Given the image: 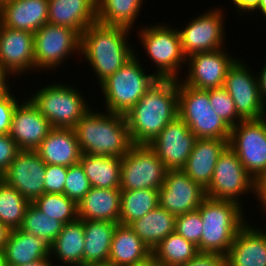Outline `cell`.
Returning a JSON list of instances; mask_svg holds the SVG:
<instances>
[{
	"mask_svg": "<svg viewBox=\"0 0 266 266\" xmlns=\"http://www.w3.org/2000/svg\"><path fill=\"white\" fill-rule=\"evenodd\" d=\"M48 0H9L0 4L1 24L35 33L48 23Z\"/></svg>",
	"mask_w": 266,
	"mask_h": 266,
	"instance_id": "21",
	"label": "cell"
},
{
	"mask_svg": "<svg viewBox=\"0 0 266 266\" xmlns=\"http://www.w3.org/2000/svg\"><path fill=\"white\" fill-rule=\"evenodd\" d=\"M67 166L46 164L44 193L64 194Z\"/></svg>",
	"mask_w": 266,
	"mask_h": 266,
	"instance_id": "43",
	"label": "cell"
},
{
	"mask_svg": "<svg viewBox=\"0 0 266 266\" xmlns=\"http://www.w3.org/2000/svg\"><path fill=\"white\" fill-rule=\"evenodd\" d=\"M140 40L147 55L155 62L157 78L179 79L181 65H185L179 29L160 25L142 27L139 31Z\"/></svg>",
	"mask_w": 266,
	"mask_h": 266,
	"instance_id": "8",
	"label": "cell"
},
{
	"mask_svg": "<svg viewBox=\"0 0 266 266\" xmlns=\"http://www.w3.org/2000/svg\"><path fill=\"white\" fill-rule=\"evenodd\" d=\"M198 253L196 245L174 231L154 248L152 256L160 266H178L187 263Z\"/></svg>",
	"mask_w": 266,
	"mask_h": 266,
	"instance_id": "34",
	"label": "cell"
},
{
	"mask_svg": "<svg viewBox=\"0 0 266 266\" xmlns=\"http://www.w3.org/2000/svg\"><path fill=\"white\" fill-rule=\"evenodd\" d=\"M7 84V81L0 75V90Z\"/></svg>",
	"mask_w": 266,
	"mask_h": 266,
	"instance_id": "54",
	"label": "cell"
},
{
	"mask_svg": "<svg viewBox=\"0 0 266 266\" xmlns=\"http://www.w3.org/2000/svg\"><path fill=\"white\" fill-rule=\"evenodd\" d=\"M29 69L36 70L34 34L27 31L10 29L1 24L0 75L8 82L9 75L26 73L30 71Z\"/></svg>",
	"mask_w": 266,
	"mask_h": 266,
	"instance_id": "18",
	"label": "cell"
},
{
	"mask_svg": "<svg viewBox=\"0 0 266 266\" xmlns=\"http://www.w3.org/2000/svg\"><path fill=\"white\" fill-rule=\"evenodd\" d=\"M0 266H6V261L3 252H0Z\"/></svg>",
	"mask_w": 266,
	"mask_h": 266,
	"instance_id": "53",
	"label": "cell"
},
{
	"mask_svg": "<svg viewBox=\"0 0 266 266\" xmlns=\"http://www.w3.org/2000/svg\"><path fill=\"white\" fill-rule=\"evenodd\" d=\"M255 11H261V14L266 18V0H261L258 8Z\"/></svg>",
	"mask_w": 266,
	"mask_h": 266,
	"instance_id": "52",
	"label": "cell"
},
{
	"mask_svg": "<svg viewBox=\"0 0 266 266\" xmlns=\"http://www.w3.org/2000/svg\"><path fill=\"white\" fill-rule=\"evenodd\" d=\"M159 206L174 216L195 211L206 198L205 189L182 170H167L158 190Z\"/></svg>",
	"mask_w": 266,
	"mask_h": 266,
	"instance_id": "17",
	"label": "cell"
},
{
	"mask_svg": "<svg viewBox=\"0 0 266 266\" xmlns=\"http://www.w3.org/2000/svg\"><path fill=\"white\" fill-rule=\"evenodd\" d=\"M85 235L83 221L64 224L62 231L50 245V256L54 255L63 264L84 266Z\"/></svg>",
	"mask_w": 266,
	"mask_h": 266,
	"instance_id": "30",
	"label": "cell"
},
{
	"mask_svg": "<svg viewBox=\"0 0 266 266\" xmlns=\"http://www.w3.org/2000/svg\"><path fill=\"white\" fill-rule=\"evenodd\" d=\"M63 225L62 222L48 217L30 203L25 211V216L19 229L33 234L51 245L62 231Z\"/></svg>",
	"mask_w": 266,
	"mask_h": 266,
	"instance_id": "37",
	"label": "cell"
},
{
	"mask_svg": "<svg viewBox=\"0 0 266 266\" xmlns=\"http://www.w3.org/2000/svg\"><path fill=\"white\" fill-rule=\"evenodd\" d=\"M11 229L0 222V252H3L5 244L10 236Z\"/></svg>",
	"mask_w": 266,
	"mask_h": 266,
	"instance_id": "49",
	"label": "cell"
},
{
	"mask_svg": "<svg viewBox=\"0 0 266 266\" xmlns=\"http://www.w3.org/2000/svg\"><path fill=\"white\" fill-rule=\"evenodd\" d=\"M229 140L196 139L193 150L182 171L192 181L207 189L211 183L214 168L220 154L228 146Z\"/></svg>",
	"mask_w": 266,
	"mask_h": 266,
	"instance_id": "22",
	"label": "cell"
},
{
	"mask_svg": "<svg viewBox=\"0 0 266 266\" xmlns=\"http://www.w3.org/2000/svg\"><path fill=\"white\" fill-rule=\"evenodd\" d=\"M255 180L246 172L235 152L227 146L220 154L206 197L240 203L239 196L254 192ZM241 194V195H240Z\"/></svg>",
	"mask_w": 266,
	"mask_h": 266,
	"instance_id": "11",
	"label": "cell"
},
{
	"mask_svg": "<svg viewBox=\"0 0 266 266\" xmlns=\"http://www.w3.org/2000/svg\"><path fill=\"white\" fill-rule=\"evenodd\" d=\"M178 116L197 139L229 140L231 128L215 113L209 89H197L178 80Z\"/></svg>",
	"mask_w": 266,
	"mask_h": 266,
	"instance_id": "5",
	"label": "cell"
},
{
	"mask_svg": "<svg viewBox=\"0 0 266 266\" xmlns=\"http://www.w3.org/2000/svg\"><path fill=\"white\" fill-rule=\"evenodd\" d=\"M89 179L86 177L80 163L68 167L64 195L77 204L91 189Z\"/></svg>",
	"mask_w": 266,
	"mask_h": 266,
	"instance_id": "41",
	"label": "cell"
},
{
	"mask_svg": "<svg viewBox=\"0 0 266 266\" xmlns=\"http://www.w3.org/2000/svg\"><path fill=\"white\" fill-rule=\"evenodd\" d=\"M45 169L35 150H20L0 179L32 203L44 194Z\"/></svg>",
	"mask_w": 266,
	"mask_h": 266,
	"instance_id": "14",
	"label": "cell"
},
{
	"mask_svg": "<svg viewBox=\"0 0 266 266\" xmlns=\"http://www.w3.org/2000/svg\"><path fill=\"white\" fill-rule=\"evenodd\" d=\"M50 259L52 258L48 257L46 259H41L36 262L25 264V265H20V266H53L54 264H52V261Z\"/></svg>",
	"mask_w": 266,
	"mask_h": 266,
	"instance_id": "50",
	"label": "cell"
},
{
	"mask_svg": "<svg viewBox=\"0 0 266 266\" xmlns=\"http://www.w3.org/2000/svg\"><path fill=\"white\" fill-rule=\"evenodd\" d=\"M174 231L196 245L198 251L201 252L203 222L198 210L176 216Z\"/></svg>",
	"mask_w": 266,
	"mask_h": 266,
	"instance_id": "40",
	"label": "cell"
},
{
	"mask_svg": "<svg viewBox=\"0 0 266 266\" xmlns=\"http://www.w3.org/2000/svg\"><path fill=\"white\" fill-rule=\"evenodd\" d=\"M30 202L0 179V222L11 230L19 229Z\"/></svg>",
	"mask_w": 266,
	"mask_h": 266,
	"instance_id": "36",
	"label": "cell"
},
{
	"mask_svg": "<svg viewBox=\"0 0 266 266\" xmlns=\"http://www.w3.org/2000/svg\"><path fill=\"white\" fill-rule=\"evenodd\" d=\"M32 204L50 218L67 224L78 219V207L74 200L64 194L44 193Z\"/></svg>",
	"mask_w": 266,
	"mask_h": 266,
	"instance_id": "38",
	"label": "cell"
},
{
	"mask_svg": "<svg viewBox=\"0 0 266 266\" xmlns=\"http://www.w3.org/2000/svg\"><path fill=\"white\" fill-rule=\"evenodd\" d=\"M19 151L20 149L9 134L0 135V177L8 169Z\"/></svg>",
	"mask_w": 266,
	"mask_h": 266,
	"instance_id": "44",
	"label": "cell"
},
{
	"mask_svg": "<svg viewBox=\"0 0 266 266\" xmlns=\"http://www.w3.org/2000/svg\"><path fill=\"white\" fill-rule=\"evenodd\" d=\"M167 168L148 144H133L121 158L120 190H159Z\"/></svg>",
	"mask_w": 266,
	"mask_h": 266,
	"instance_id": "9",
	"label": "cell"
},
{
	"mask_svg": "<svg viewBox=\"0 0 266 266\" xmlns=\"http://www.w3.org/2000/svg\"><path fill=\"white\" fill-rule=\"evenodd\" d=\"M266 117L240 121L231 128L228 146L255 180L266 171Z\"/></svg>",
	"mask_w": 266,
	"mask_h": 266,
	"instance_id": "10",
	"label": "cell"
},
{
	"mask_svg": "<svg viewBox=\"0 0 266 266\" xmlns=\"http://www.w3.org/2000/svg\"><path fill=\"white\" fill-rule=\"evenodd\" d=\"M247 223L235 236L226 266H266V233Z\"/></svg>",
	"mask_w": 266,
	"mask_h": 266,
	"instance_id": "23",
	"label": "cell"
},
{
	"mask_svg": "<svg viewBox=\"0 0 266 266\" xmlns=\"http://www.w3.org/2000/svg\"><path fill=\"white\" fill-rule=\"evenodd\" d=\"M237 59L227 71L223 88L233 99L242 121L261 119L266 108L261 101L257 74H251V69Z\"/></svg>",
	"mask_w": 266,
	"mask_h": 266,
	"instance_id": "13",
	"label": "cell"
},
{
	"mask_svg": "<svg viewBox=\"0 0 266 266\" xmlns=\"http://www.w3.org/2000/svg\"><path fill=\"white\" fill-rule=\"evenodd\" d=\"M10 89L6 84L0 90V135L9 133L13 111L19 103Z\"/></svg>",
	"mask_w": 266,
	"mask_h": 266,
	"instance_id": "42",
	"label": "cell"
},
{
	"mask_svg": "<svg viewBox=\"0 0 266 266\" xmlns=\"http://www.w3.org/2000/svg\"><path fill=\"white\" fill-rule=\"evenodd\" d=\"M129 32L127 28L96 21L80 35V53L92 66L99 84L116 73L135 54L127 43Z\"/></svg>",
	"mask_w": 266,
	"mask_h": 266,
	"instance_id": "2",
	"label": "cell"
},
{
	"mask_svg": "<svg viewBox=\"0 0 266 266\" xmlns=\"http://www.w3.org/2000/svg\"><path fill=\"white\" fill-rule=\"evenodd\" d=\"M78 219L119 223L121 190L92 187L77 204Z\"/></svg>",
	"mask_w": 266,
	"mask_h": 266,
	"instance_id": "26",
	"label": "cell"
},
{
	"mask_svg": "<svg viewBox=\"0 0 266 266\" xmlns=\"http://www.w3.org/2000/svg\"><path fill=\"white\" fill-rule=\"evenodd\" d=\"M35 151L45 164L67 167L79 163L82 155L71 128H52Z\"/></svg>",
	"mask_w": 266,
	"mask_h": 266,
	"instance_id": "25",
	"label": "cell"
},
{
	"mask_svg": "<svg viewBox=\"0 0 266 266\" xmlns=\"http://www.w3.org/2000/svg\"><path fill=\"white\" fill-rule=\"evenodd\" d=\"M223 49L197 52L188 56V75L185 80L182 78V82L205 90L223 87L227 71L236 60Z\"/></svg>",
	"mask_w": 266,
	"mask_h": 266,
	"instance_id": "19",
	"label": "cell"
},
{
	"mask_svg": "<svg viewBox=\"0 0 266 266\" xmlns=\"http://www.w3.org/2000/svg\"><path fill=\"white\" fill-rule=\"evenodd\" d=\"M241 205L230 200L208 197L202 201L197 209L203 222L201 252L219 253L224 256L228 254L235 236L246 224L244 208Z\"/></svg>",
	"mask_w": 266,
	"mask_h": 266,
	"instance_id": "4",
	"label": "cell"
},
{
	"mask_svg": "<svg viewBox=\"0 0 266 266\" xmlns=\"http://www.w3.org/2000/svg\"><path fill=\"white\" fill-rule=\"evenodd\" d=\"M6 1H9V0H0V4L3 3V2H6Z\"/></svg>",
	"mask_w": 266,
	"mask_h": 266,
	"instance_id": "56",
	"label": "cell"
},
{
	"mask_svg": "<svg viewBox=\"0 0 266 266\" xmlns=\"http://www.w3.org/2000/svg\"><path fill=\"white\" fill-rule=\"evenodd\" d=\"M134 54L116 73L104 80L100 87L105 97L106 112L126 115L157 79L147 74Z\"/></svg>",
	"mask_w": 266,
	"mask_h": 266,
	"instance_id": "6",
	"label": "cell"
},
{
	"mask_svg": "<svg viewBox=\"0 0 266 266\" xmlns=\"http://www.w3.org/2000/svg\"><path fill=\"white\" fill-rule=\"evenodd\" d=\"M234 7L236 6L238 10V12L240 13V15L244 12H254L259 4L261 0H232ZM242 10V11H241ZM242 12V13H241Z\"/></svg>",
	"mask_w": 266,
	"mask_h": 266,
	"instance_id": "47",
	"label": "cell"
},
{
	"mask_svg": "<svg viewBox=\"0 0 266 266\" xmlns=\"http://www.w3.org/2000/svg\"><path fill=\"white\" fill-rule=\"evenodd\" d=\"M221 12L220 8L211 9L188 22L184 30H179L182 50L186 57L197 52L215 51L224 47L225 29Z\"/></svg>",
	"mask_w": 266,
	"mask_h": 266,
	"instance_id": "15",
	"label": "cell"
},
{
	"mask_svg": "<svg viewBox=\"0 0 266 266\" xmlns=\"http://www.w3.org/2000/svg\"><path fill=\"white\" fill-rule=\"evenodd\" d=\"M84 226V266L108 263L111 243L118 223L82 220Z\"/></svg>",
	"mask_w": 266,
	"mask_h": 266,
	"instance_id": "28",
	"label": "cell"
},
{
	"mask_svg": "<svg viewBox=\"0 0 266 266\" xmlns=\"http://www.w3.org/2000/svg\"><path fill=\"white\" fill-rule=\"evenodd\" d=\"M3 254L6 266H20L51 257L47 242L21 229L11 230Z\"/></svg>",
	"mask_w": 266,
	"mask_h": 266,
	"instance_id": "27",
	"label": "cell"
},
{
	"mask_svg": "<svg viewBox=\"0 0 266 266\" xmlns=\"http://www.w3.org/2000/svg\"><path fill=\"white\" fill-rule=\"evenodd\" d=\"M152 256V251L128 225L118 223L111 243L108 263L130 266Z\"/></svg>",
	"mask_w": 266,
	"mask_h": 266,
	"instance_id": "29",
	"label": "cell"
},
{
	"mask_svg": "<svg viewBox=\"0 0 266 266\" xmlns=\"http://www.w3.org/2000/svg\"><path fill=\"white\" fill-rule=\"evenodd\" d=\"M79 90L60 83L44 86L28 98L53 128L73 129L91 109Z\"/></svg>",
	"mask_w": 266,
	"mask_h": 266,
	"instance_id": "7",
	"label": "cell"
},
{
	"mask_svg": "<svg viewBox=\"0 0 266 266\" xmlns=\"http://www.w3.org/2000/svg\"><path fill=\"white\" fill-rule=\"evenodd\" d=\"M264 68L260 69L259 75H257L258 78V85L260 89V97L262 104L264 107H266V65L264 64Z\"/></svg>",
	"mask_w": 266,
	"mask_h": 266,
	"instance_id": "48",
	"label": "cell"
},
{
	"mask_svg": "<svg viewBox=\"0 0 266 266\" xmlns=\"http://www.w3.org/2000/svg\"><path fill=\"white\" fill-rule=\"evenodd\" d=\"M254 193L260 201L263 211L266 212V171H264L254 182Z\"/></svg>",
	"mask_w": 266,
	"mask_h": 266,
	"instance_id": "46",
	"label": "cell"
},
{
	"mask_svg": "<svg viewBox=\"0 0 266 266\" xmlns=\"http://www.w3.org/2000/svg\"><path fill=\"white\" fill-rule=\"evenodd\" d=\"M159 205L158 190H121V211L119 223L129 225L144 217Z\"/></svg>",
	"mask_w": 266,
	"mask_h": 266,
	"instance_id": "35",
	"label": "cell"
},
{
	"mask_svg": "<svg viewBox=\"0 0 266 266\" xmlns=\"http://www.w3.org/2000/svg\"><path fill=\"white\" fill-rule=\"evenodd\" d=\"M178 266H226V256L219 253L199 252L193 259Z\"/></svg>",
	"mask_w": 266,
	"mask_h": 266,
	"instance_id": "45",
	"label": "cell"
},
{
	"mask_svg": "<svg viewBox=\"0 0 266 266\" xmlns=\"http://www.w3.org/2000/svg\"><path fill=\"white\" fill-rule=\"evenodd\" d=\"M76 51L80 55V35L73 29L46 23L34 33L35 69H54Z\"/></svg>",
	"mask_w": 266,
	"mask_h": 266,
	"instance_id": "12",
	"label": "cell"
},
{
	"mask_svg": "<svg viewBox=\"0 0 266 266\" xmlns=\"http://www.w3.org/2000/svg\"><path fill=\"white\" fill-rule=\"evenodd\" d=\"M130 266H160V265L157 263L154 257L151 256L141 263H137V264L130 265Z\"/></svg>",
	"mask_w": 266,
	"mask_h": 266,
	"instance_id": "51",
	"label": "cell"
},
{
	"mask_svg": "<svg viewBox=\"0 0 266 266\" xmlns=\"http://www.w3.org/2000/svg\"><path fill=\"white\" fill-rule=\"evenodd\" d=\"M79 163L91 187L120 189L121 158L82 153Z\"/></svg>",
	"mask_w": 266,
	"mask_h": 266,
	"instance_id": "32",
	"label": "cell"
},
{
	"mask_svg": "<svg viewBox=\"0 0 266 266\" xmlns=\"http://www.w3.org/2000/svg\"><path fill=\"white\" fill-rule=\"evenodd\" d=\"M196 136L177 116L149 144L167 170H182L193 150Z\"/></svg>",
	"mask_w": 266,
	"mask_h": 266,
	"instance_id": "16",
	"label": "cell"
},
{
	"mask_svg": "<svg viewBox=\"0 0 266 266\" xmlns=\"http://www.w3.org/2000/svg\"><path fill=\"white\" fill-rule=\"evenodd\" d=\"M143 0H97V21L129 30L138 17Z\"/></svg>",
	"mask_w": 266,
	"mask_h": 266,
	"instance_id": "33",
	"label": "cell"
},
{
	"mask_svg": "<svg viewBox=\"0 0 266 266\" xmlns=\"http://www.w3.org/2000/svg\"><path fill=\"white\" fill-rule=\"evenodd\" d=\"M178 116V80L157 78L125 115L133 144H150Z\"/></svg>",
	"mask_w": 266,
	"mask_h": 266,
	"instance_id": "1",
	"label": "cell"
},
{
	"mask_svg": "<svg viewBox=\"0 0 266 266\" xmlns=\"http://www.w3.org/2000/svg\"><path fill=\"white\" fill-rule=\"evenodd\" d=\"M24 101L13 111L8 134L20 150H35L53 127L29 99Z\"/></svg>",
	"mask_w": 266,
	"mask_h": 266,
	"instance_id": "20",
	"label": "cell"
},
{
	"mask_svg": "<svg viewBox=\"0 0 266 266\" xmlns=\"http://www.w3.org/2000/svg\"><path fill=\"white\" fill-rule=\"evenodd\" d=\"M175 220L176 216L158 205L128 226L153 251L163 239L174 232Z\"/></svg>",
	"mask_w": 266,
	"mask_h": 266,
	"instance_id": "31",
	"label": "cell"
},
{
	"mask_svg": "<svg viewBox=\"0 0 266 266\" xmlns=\"http://www.w3.org/2000/svg\"><path fill=\"white\" fill-rule=\"evenodd\" d=\"M48 23L65 26L79 35L97 21V0H48Z\"/></svg>",
	"mask_w": 266,
	"mask_h": 266,
	"instance_id": "24",
	"label": "cell"
},
{
	"mask_svg": "<svg viewBox=\"0 0 266 266\" xmlns=\"http://www.w3.org/2000/svg\"><path fill=\"white\" fill-rule=\"evenodd\" d=\"M209 100L215 113L230 127L242 121L238 115L235 103L230 94L223 88L209 89Z\"/></svg>",
	"mask_w": 266,
	"mask_h": 266,
	"instance_id": "39",
	"label": "cell"
},
{
	"mask_svg": "<svg viewBox=\"0 0 266 266\" xmlns=\"http://www.w3.org/2000/svg\"><path fill=\"white\" fill-rule=\"evenodd\" d=\"M107 113V114H106ZM88 110L73 128L82 153L122 158L133 143L126 117Z\"/></svg>",
	"mask_w": 266,
	"mask_h": 266,
	"instance_id": "3",
	"label": "cell"
},
{
	"mask_svg": "<svg viewBox=\"0 0 266 266\" xmlns=\"http://www.w3.org/2000/svg\"><path fill=\"white\" fill-rule=\"evenodd\" d=\"M91 266H117V265L110 264V263H102V264H94V265H91Z\"/></svg>",
	"mask_w": 266,
	"mask_h": 266,
	"instance_id": "55",
	"label": "cell"
}]
</instances>
